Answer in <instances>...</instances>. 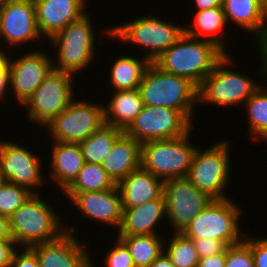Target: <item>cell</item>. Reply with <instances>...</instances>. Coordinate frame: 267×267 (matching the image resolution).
Here are the masks:
<instances>
[{
	"instance_id": "obj_31",
	"label": "cell",
	"mask_w": 267,
	"mask_h": 267,
	"mask_svg": "<svg viewBox=\"0 0 267 267\" xmlns=\"http://www.w3.org/2000/svg\"><path fill=\"white\" fill-rule=\"evenodd\" d=\"M115 186L101 165L85 162L77 178L62 195L64 194L63 197L66 196L70 201L79 192L103 191Z\"/></svg>"
},
{
	"instance_id": "obj_13",
	"label": "cell",
	"mask_w": 267,
	"mask_h": 267,
	"mask_svg": "<svg viewBox=\"0 0 267 267\" xmlns=\"http://www.w3.org/2000/svg\"><path fill=\"white\" fill-rule=\"evenodd\" d=\"M167 224L174 233H183L191 221L214 199L201 192L187 177L167 179L163 183Z\"/></svg>"
},
{
	"instance_id": "obj_18",
	"label": "cell",
	"mask_w": 267,
	"mask_h": 267,
	"mask_svg": "<svg viewBox=\"0 0 267 267\" xmlns=\"http://www.w3.org/2000/svg\"><path fill=\"white\" fill-rule=\"evenodd\" d=\"M68 203L76 206L83 217L91 222L96 221L98 224H105L112 227L116 231L119 230L122 222V202L121 194L117 185L108 190L88 191L77 193ZM93 219V220H92Z\"/></svg>"
},
{
	"instance_id": "obj_30",
	"label": "cell",
	"mask_w": 267,
	"mask_h": 267,
	"mask_svg": "<svg viewBox=\"0 0 267 267\" xmlns=\"http://www.w3.org/2000/svg\"><path fill=\"white\" fill-rule=\"evenodd\" d=\"M123 132L112 125L103 124L86 140L79 142L85 162L101 165L114 142Z\"/></svg>"
},
{
	"instance_id": "obj_16",
	"label": "cell",
	"mask_w": 267,
	"mask_h": 267,
	"mask_svg": "<svg viewBox=\"0 0 267 267\" xmlns=\"http://www.w3.org/2000/svg\"><path fill=\"white\" fill-rule=\"evenodd\" d=\"M42 39L33 0H10L0 8V48L8 47L12 53L20 48V52L25 44H38Z\"/></svg>"
},
{
	"instance_id": "obj_5",
	"label": "cell",
	"mask_w": 267,
	"mask_h": 267,
	"mask_svg": "<svg viewBox=\"0 0 267 267\" xmlns=\"http://www.w3.org/2000/svg\"><path fill=\"white\" fill-rule=\"evenodd\" d=\"M91 17L87 12L49 40L52 45L48 47L52 46V51L55 49L51 53L53 69L79 76L93 65L97 47L99 49L97 42L101 41L96 39L98 35Z\"/></svg>"
},
{
	"instance_id": "obj_35",
	"label": "cell",
	"mask_w": 267,
	"mask_h": 267,
	"mask_svg": "<svg viewBox=\"0 0 267 267\" xmlns=\"http://www.w3.org/2000/svg\"><path fill=\"white\" fill-rule=\"evenodd\" d=\"M225 267H254L251 246L244 239L227 247Z\"/></svg>"
},
{
	"instance_id": "obj_39",
	"label": "cell",
	"mask_w": 267,
	"mask_h": 267,
	"mask_svg": "<svg viewBox=\"0 0 267 267\" xmlns=\"http://www.w3.org/2000/svg\"><path fill=\"white\" fill-rule=\"evenodd\" d=\"M17 249L14 240L0 241V267H10L13 254Z\"/></svg>"
},
{
	"instance_id": "obj_38",
	"label": "cell",
	"mask_w": 267,
	"mask_h": 267,
	"mask_svg": "<svg viewBox=\"0 0 267 267\" xmlns=\"http://www.w3.org/2000/svg\"><path fill=\"white\" fill-rule=\"evenodd\" d=\"M10 267H39V264L30 248H18L13 254Z\"/></svg>"
},
{
	"instance_id": "obj_28",
	"label": "cell",
	"mask_w": 267,
	"mask_h": 267,
	"mask_svg": "<svg viewBox=\"0 0 267 267\" xmlns=\"http://www.w3.org/2000/svg\"><path fill=\"white\" fill-rule=\"evenodd\" d=\"M170 235H115L129 249L135 267H149L164 251L165 236Z\"/></svg>"
},
{
	"instance_id": "obj_14",
	"label": "cell",
	"mask_w": 267,
	"mask_h": 267,
	"mask_svg": "<svg viewBox=\"0 0 267 267\" xmlns=\"http://www.w3.org/2000/svg\"><path fill=\"white\" fill-rule=\"evenodd\" d=\"M36 46V48L30 46L33 50L26 49L24 54L18 53L20 56L17 54V57L15 53H10V91L14 95V102L16 101L15 103L20 107L26 103L53 69L50 50L48 49L47 52L45 48L42 50L38 49L40 46Z\"/></svg>"
},
{
	"instance_id": "obj_42",
	"label": "cell",
	"mask_w": 267,
	"mask_h": 267,
	"mask_svg": "<svg viewBox=\"0 0 267 267\" xmlns=\"http://www.w3.org/2000/svg\"><path fill=\"white\" fill-rule=\"evenodd\" d=\"M10 93V75H0V101L2 100V103L7 102Z\"/></svg>"
},
{
	"instance_id": "obj_15",
	"label": "cell",
	"mask_w": 267,
	"mask_h": 267,
	"mask_svg": "<svg viewBox=\"0 0 267 267\" xmlns=\"http://www.w3.org/2000/svg\"><path fill=\"white\" fill-rule=\"evenodd\" d=\"M193 127L194 125L178 110L144 105L141 113L124 132L143 143L184 136Z\"/></svg>"
},
{
	"instance_id": "obj_47",
	"label": "cell",
	"mask_w": 267,
	"mask_h": 267,
	"mask_svg": "<svg viewBox=\"0 0 267 267\" xmlns=\"http://www.w3.org/2000/svg\"><path fill=\"white\" fill-rule=\"evenodd\" d=\"M262 9L264 11L265 16L267 17V0H262Z\"/></svg>"
},
{
	"instance_id": "obj_3",
	"label": "cell",
	"mask_w": 267,
	"mask_h": 267,
	"mask_svg": "<svg viewBox=\"0 0 267 267\" xmlns=\"http://www.w3.org/2000/svg\"><path fill=\"white\" fill-rule=\"evenodd\" d=\"M225 54L215 43L184 32L153 63L164 72L184 77L198 87Z\"/></svg>"
},
{
	"instance_id": "obj_48",
	"label": "cell",
	"mask_w": 267,
	"mask_h": 267,
	"mask_svg": "<svg viewBox=\"0 0 267 267\" xmlns=\"http://www.w3.org/2000/svg\"><path fill=\"white\" fill-rule=\"evenodd\" d=\"M93 258H94V255L91 256V265H92V267H97V266H95L96 265L95 262H98V261L94 260Z\"/></svg>"
},
{
	"instance_id": "obj_27",
	"label": "cell",
	"mask_w": 267,
	"mask_h": 267,
	"mask_svg": "<svg viewBox=\"0 0 267 267\" xmlns=\"http://www.w3.org/2000/svg\"><path fill=\"white\" fill-rule=\"evenodd\" d=\"M109 91L113 93L107 101H103L104 123L125 131L144 106L141 93L139 89Z\"/></svg>"
},
{
	"instance_id": "obj_23",
	"label": "cell",
	"mask_w": 267,
	"mask_h": 267,
	"mask_svg": "<svg viewBox=\"0 0 267 267\" xmlns=\"http://www.w3.org/2000/svg\"><path fill=\"white\" fill-rule=\"evenodd\" d=\"M101 166L117 185L129 173L141 167V143L123 132L114 142Z\"/></svg>"
},
{
	"instance_id": "obj_7",
	"label": "cell",
	"mask_w": 267,
	"mask_h": 267,
	"mask_svg": "<svg viewBox=\"0 0 267 267\" xmlns=\"http://www.w3.org/2000/svg\"><path fill=\"white\" fill-rule=\"evenodd\" d=\"M229 144V140L221 139L206 148L197 146L187 175L195 187L214 200L230 198L226 191L233 172Z\"/></svg>"
},
{
	"instance_id": "obj_20",
	"label": "cell",
	"mask_w": 267,
	"mask_h": 267,
	"mask_svg": "<svg viewBox=\"0 0 267 267\" xmlns=\"http://www.w3.org/2000/svg\"><path fill=\"white\" fill-rule=\"evenodd\" d=\"M50 145L51 152H47L51 155L48 156L50 166L47 167L50 173L46 174H50V182L55 184L57 191L59 189L63 193L77 178L85 160L78 143L52 142Z\"/></svg>"
},
{
	"instance_id": "obj_49",
	"label": "cell",
	"mask_w": 267,
	"mask_h": 267,
	"mask_svg": "<svg viewBox=\"0 0 267 267\" xmlns=\"http://www.w3.org/2000/svg\"><path fill=\"white\" fill-rule=\"evenodd\" d=\"M7 1H10V0H0V8H1Z\"/></svg>"
},
{
	"instance_id": "obj_44",
	"label": "cell",
	"mask_w": 267,
	"mask_h": 267,
	"mask_svg": "<svg viewBox=\"0 0 267 267\" xmlns=\"http://www.w3.org/2000/svg\"><path fill=\"white\" fill-rule=\"evenodd\" d=\"M194 2L196 4L193 7L196 8L195 11L222 6V0H194Z\"/></svg>"
},
{
	"instance_id": "obj_6",
	"label": "cell",
	"mask_w": 267,
	"mask_h": 267,
	"mask_svg": "<svg viewBox=\"0 0 267 267\" xmlns=\"http://www.w3.org/2000/svg\"><path fill=\"white\" fill-rule=\"evenodd\" d=\"M139 91L144 105L178 110L195 124L198 87L190 80L164 72L152 63L139 85Z\"/></svg>"
},
{
	"instance_id": "obj_43",
	"label": "cell",
	"mask_w": 267,
	"mask_h": 267,
	"mask_svg": "<svg viewBox=\"0 0 267 267\" xmlns=\"http://www.w3.org/2000/svg\"><path fill=\"white\" fill-rule=\"evenodd\" d=\"M9 58L10 52L0 48V75H10Z\"/></svg>"
},
{
	"instance_id": "obj_1",
	"label": "cell",
	"mask_w": 267,
	"mask_h": 267,
	"mask_svg": "<svg viewBox=\"0 0 267 267\" xmlns=\"http://www.w3.org/2000/svg\"><path fill=\"white\" fill-rule=\"evenodd\" d=\"M257 52L260 57V67L255 70L253 77L247 76L243 72L235 69L233 56L226 53L215 65L214 70L204 78L198 86V106L209 105L221 106V108H241L251 95L266 81L265 61L261 52ZM234 67L231 68V67ZM257 77V78H256ZM257 80H256V79ZM259 78V79H258ZM261 81L259 82V80Z\"/></svg>"
},
{
	"instance_id": "obj_34",
	"label": "cell",
	"mask_w": 267,
	"mask_h": 267,
	"mask_svg": "<svg viewBox=\"0 0 267 267\" xmlns=\"http://www.w3.org/2000/svg\"><path fill=\"white\" fill-rule=\"evenodd\" d=\"M109 251L104 252V267H135L132 256L127 246L119 239H115Z\"/></svg>"
},
{
	"instance_id": "obj_32",
	"label": "cell",
	"mask_w": 267,
	"mask_h": 267,
	"mask_svg": "<svg viewBox=\"0 0 267 267\" xmlns=\"http://www.w3.org/2000/svg\"><path fill=\"white\" fill-rule=\"evenodd\" d=\"M171 234L165 237L164 242V252L171 262L175 267H197L200 258L193 241L182 233ZM167 237L169 238L167 239Z\"/></svg>"
},
{
	"instance_id": "obj_40",
	"label": "cell",
	"mask_w": 267,
	"mask_h": 267,
	"mask_svg": "<svg viewBox=\"0 0 267 267\" xmlns=\"http://www.w3.org/2000/svg\"><path fill=\"white\" fill-rule=\"evenodd\" d=\"M226 264V251L211 255L209 257L200 258L197 267H225Z\"/></svg>"
},
{
	"instance_id": "obj_25",
	"label": "cell",
	"mask_w": 267,
	"mask_h": 267,
	"mask_svg": "<svg viewBox=\"0 0 267 267\" xmlns=\"http://www.w3.org/2000/svg\"><path fill=\"white\" fill-rule=\"evenodd\" d=\"M133 53H123L112 59L114 63L110 65L107 78H109L108 86L112 91H125L139 89L141 81L144 79L146 71L153 63L148 57H139ZM130 55V56H129ZM135 55V56H134Z\"/></svg>"
},
{
	"instance_id": "obj_4",
	"label": "cell",
	"mask_w": 267,
	"mask_h": 267,
	"mask_svg": "<svg viewBox=\"0 0 267 267\" xmlns=\"http://www.w3.org/2000/svg\"><path fill=\"white\" fill-rule=\"evenodd\" d=\"M42 193L32 194L9 217L10 230L18 248H30L57 239L66 231L61 211H56Z\"/></svg>"
},
{
	"instance_id": "obj_26",
	"label": "cell",
	"mask_w": 267,
	"mask_h": 267,
	"mask_svg": "<svg viewBox=\"0 0 267 267\" xmlns=\"http://www.w3.org/2000/svg\"><path fill=\"white\" fill-rule=\"evenodd\" d=\"M194 13L195 16L192 18L194 21H191L190 24H184L185 33L197 39L209 40L220 47L225 53H229V48L227 47L229 46V42L227 44L225 41L227 40L226 36L229 35L227 33L229 26L222 6L204 9Z\"/></svg>"
},
{
	"instance_id": "obj_12",
	"label": "cell",
	"mask_w": 267,
	"mask_h": 267,
	"mask_svg": "<svg viewBox=\"0 0 267 267\" xmlns=\"http://www.w3.org/2000/svg\"><path fill=\"white\" fill-rule=\"evenodd\" d=\"M15 142L0 138V176L4 181L27 188L33 194H40L48 176H44L41 154ZM41 158V159H40ZM43 168V169H42ZM46 177V180H45ZM45 183V184H44Z\"/></svg>"
},
{
	"instance_id": "obj_36",
	"label": "cell",
	"mask_w": 267,
	"mask_h": 267,
	"mask_svg": "<svg viewBox=\"0 0 267 267\" xmlns=\"http://www.w3.org/2000/svg\"><path fill=\"white\" fill-rule=\"evenodd\" d=\"M189 239L193 241L199 258H205L211 255L224 253L228 247V245L225 242L220 240H215L209 237L189 238Z\"/></svg>"
},
{
	"instance_id": "obj_33",
	"label": "cell",
	"mask_w": 267,
	"mask_h": 267,
	"mask_svg": "<svg viewBox=\"0 0 267 267\" xmlns=\"http://www.w3.org/2000/svg\"><path fill=\"white\" fill-rule=\"evenodd\" d=\"M32 194L27 188L3 181L0 185V215L9 218Z\"/></svg>"
},
{
	"instance_id": "obj_29",
	"label": "cell",
	"mask_w": 267,
	"mask_h": 267,
	"mask_svg": "<svg viewBox=\"0 0 267 267\" xmlns=\"http://www.w3.org/2000/svg\"><path fill=\"white\" fill-rule=\"evenodd\" d=\"M242 107L247 112L250 139L267 143V80L263 81Z\"/></svg>"
},
{
	"instance_id": "obj_22",
	"label": "cell",
	"mask_w": 267,
	"mask_h": 267,
	"mask_svg": "<svg viewBox=\"0 0 267 267\" xmlns=\"http://www.w3.org/2000/svg\"><path fill=\"white\" fill-rule=\"evenodd\" d=\"M227 24L237 25L240 30L251 34L259 45L267 36V17L262 9V0H222ZM254 37V38H252Z\"/></svg>"
},
{
	"instance_id": "obj_21",
	"label": "cell",
	"mask_w": 267,
	"mask_h": 267,
	"mask_svg": "<svg viewBox=\"0 0 267 267\" xmlns=\"http://www.w3.org/2000/svg\"><path fill=\"white\" fill-rule=\"evenodd\" d=\"M164 219L167 221L166 201L162 194L140 206L123 208L122 222L115 235H159L157 231Z\"/></svg>"
},
{
	"instance_id": "obj_37",
	"label": "cell",
	"mask_w": 267,
	"mask_h": 267,
	"mask_svg": "<svg viewBox=\"0 0 267 267\" xmlns=\"http://www.w3.org/2000/svg\"><path fill=\"white\" fill-rule=\"evenodd\" d=\"M245 234L244 240L251 246L252 255L254 258V267H267V236Z\"/></svg>"
},
{
	"instance_id": "obj_10",
	"label": "cell",
	"mask_w": 267,
	"mask_h": 267,
	"mask_svg": "<svg viewBox=\"0 0 267 267\" xmlns=\"http://www.w3.org/2000/svg\"><path fill=\"white\" fill-rule=\"evenodd\" d=\"M73 74L52 69L41 85L22 106L28 121L43 128L76 98ZM74 89V90H73Z\"/></svg>"
},
{
	"instance_id": "obj_2",
	"label": "cell",
	"mask_w": 267,
	"mask_h": 267,
	"mask_svg": "<svg viewBox=\"0 0 267 267\" xmlns=\"http://www.w3.org/2000/svg\"><path fill=\"white\" fill-rule=\"evenodd\" d=\"M135 18V19H134ZM117 25L108 26L99 34L107 35L114 41L129 43L132 47L138 46L152 62L164 51L178 41L185 32L183 25L169 22L157 14H146L134 17ZM171 21V22H170ZM145 49V51L143 50ZM146 52V53H145Z\"/></svg>"
},
{
	"instance_id": "obj_11",
	"label": "cell",
	"mask_w": 267,
	"mask_h": 267,
	"mask_svg": "<svg viewBox=\"0 0 267 267\" xmlns=\"http://www.w3.org/2000/svg\"><path fill=\"white\" fill-rule=\"evenodd\" d=\"M104 102L98 103L77 97L55 116L43 129L50 141L79 143L86 140L104 123Z\"/></svg>"
},
{
	"instance_id": "obj_45",
	"label": "cell",
	"mask_w": 267,
	"mask_h": 267,
	"mask_svg": "<svg viewBox=\"0 0 267 267\" xmlns=\"http://www.w3.org/2000/svg\"><path fill=\"white\" fill-rule=\"evenodd\" d=\"M149 267H175V265L163 251Z\"/></svg>"
},
{
	"instance_id": "obj_17",
	"label": "cell",
	"mask_w": 267,
	"mask_h": 267,
	"mask_svg": "<svg viewBox=\"0 0 267 267\" xmlns=\"http://www.w3.org/2000/svg\"><path fill=\"white\" fill-rule=\"evenodd\" d=\"M76 227L78 226L74 224L67 225L66 231L57 239L30 247L37 257L39 267L91 266L93 251L90 252L87 242L79 239Z\"/></svg>"
},
{
	"instance_id": "obj_8",
	"label": "cell",
	"mask_w": 267,
	"mask_h": 267,
	"mask_svg": "<svg viewBox=\"0 0 267 267\" xmlns=\"http://www.w3.org/2000/svg\"><path fill=\"white\" fill-rule=\"evenodd\" d=\"M194 127L174 139L150 140L141 143V167L161 178L187 177L197 149L191 142Z\"/></svg>"
},
{
	"instance_id": "obj_41",
	"label": "cell",
	"mask_w": 267,
	"mask_h": 267,
	"mask_svg": "<svg viewBox=\"0 0 267 267\" xmlns=\"http://www.w3.org/2000/svg\"><path fill=\"white\" fill-rule=\"evenodd\" d=\"M3 240H13L9 218L0 215V241Z\"/></svg>"
},
{
	"instance_id": "obj_9",
	"label": "cell",
	"mask_w": 267,
	"mask_h": 267,
	"mask_svg": "<svg viewBox=\"0 0 267 267\" xmlns=\"http://www.w3.org/2000/svg\"><path fill=\"white\" fill-rule=\"evenodd\" d=\"M232 198L213 200L182 233L186 238L209 237L228 246L240 243L246 234L240 225L244 209Z\"/></svg>"
},
{
	"instance_id": "obj_19",
	"label": "cell",
	"mask_w": 267,
	"mask_h": 267,
	"mask_svg": "<svg viewBox=\"0 0 267 267\" xmlns=\"http://www.w3.org/2000/svg\"><path fill=\"white\" fill-rule=\"evenodd\" d=\"M37 26L43 40H50L88 11V0H33Z\"/></svg>"
},
{
	"instance_id": "obj_46",
	"label": "cell",
	"mask_w": 267,
	"mask_h": 267,
	"mask_svg": "<svg viewBox=\"0 0 267 267\" xmlns=\"http://www.w3.org/2000/svg\"><path fill=\"white\" fill-rule=\"evenodd\" d=\"M258 50L261 52V54L264 57L265 61V74H266V80H267V36L265 39L257 46Z\"/></svg>"
},
{
	"instance_id": "obj_50",
	"label": "cell",
	"mask_w": 267,
	"mask_h": 267,
	"mask_svg": "<svg viewBox=\"0 0 267 267\" xmlns=\"http://www.w3.org/2000/svg\"><path fill=\"white\" fill-rule=\"evenodd\" d=\"M4 180L1 178V176H0V185H1V183L3 182Z\"/></svg>"
},
{
	"instance_id": "obj_24",
	"label": "cell",
	"mask_w": 267,
	"mask_h": 267,
	"mask_svg": "<svg viewBox=\"0 0 267 267\" xmlns=\"http://www.w3.org/2000/svg\"><path fill=\"white\" fill-rule=\"evenodd\" d=\"M164 181L142 167L129 173L117 184L121 194L122 208L140 206L158 199L163 194Z\"/></svg>"
}]
</instances>
